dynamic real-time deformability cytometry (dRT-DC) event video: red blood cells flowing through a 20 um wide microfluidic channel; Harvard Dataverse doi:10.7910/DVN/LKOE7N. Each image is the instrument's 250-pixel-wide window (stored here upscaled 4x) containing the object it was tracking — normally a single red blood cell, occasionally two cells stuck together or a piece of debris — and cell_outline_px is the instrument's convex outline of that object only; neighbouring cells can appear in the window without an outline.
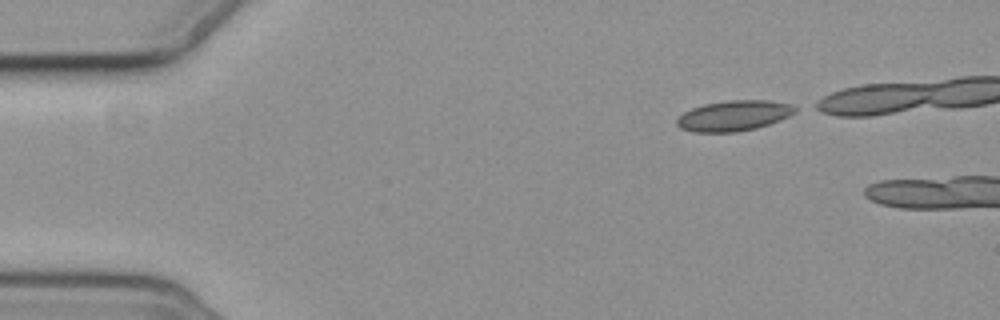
{"species": "common noctule bat (a hibernating species)", "species_latin": "Nyctalus noctula", "temperature_condition": "cold", "stored_images_in_passage": 6, "segment_of_instrument_passage": [2, 2], "camera_frame_rate_fps": 3000, "um_per_image_px": 0.085, "animal": {"sex": "female", "body_mass_g": 19.3, "forearm_length_mm": 54.1}, "frame": {"image": 1, "passage_image": 6, "time_ms": 5.667, "image_size_px": [1000, 320], "cell_outline_px": [[796, 112], [780, 120], [756, 128], [736, 132], [692, 132], [680, 128], [676, 124], [676, 120], [684, 112], [692, 108], [704, 104], [728, 100], [768, 100], [788, 104], [796, 108]], "centroid_in_image_um": [62.34, 9.84], "position_along_channel_um": 22.7, "area_um2": 20.87}}